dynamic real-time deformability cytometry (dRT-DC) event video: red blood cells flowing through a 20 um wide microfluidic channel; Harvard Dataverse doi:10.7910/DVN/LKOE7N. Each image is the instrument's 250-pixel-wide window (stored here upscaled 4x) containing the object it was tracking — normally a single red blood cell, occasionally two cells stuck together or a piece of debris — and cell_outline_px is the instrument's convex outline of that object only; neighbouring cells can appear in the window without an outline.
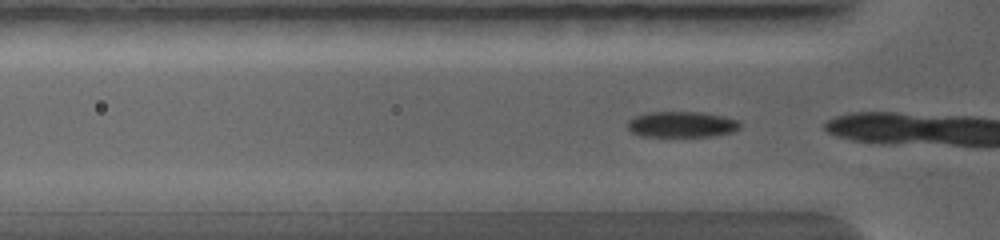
{"species": "common noctule bat (a hibernating species)", "species_latin": "Nyctalus noctula", "temperature_condition": "warm", "stored_images_in_passage": 5, "camera_frame_rate_fps": 5000, "um_per_image_px": 0.085, "animal": {"sex": "female", "body_mass_g": 19.0, "forearm_length_mm": 56.7}, "frame": {"image": 1, "passage_image": 2, "time_ms": 0.2, "image_size_px": [1000, 240], "cell_outline_px": [[736, 128], [728, 132], [704, 136], [648, 136], [632, 132], [628, 128], [628, 124], [636, 116], [648, 112], [700, 112], [720, 116], [736, 120]], "centroid_in_image_um": [57.85, 10.56], "position_along_channel_um": 67.9, "area_um2": 16.01}}